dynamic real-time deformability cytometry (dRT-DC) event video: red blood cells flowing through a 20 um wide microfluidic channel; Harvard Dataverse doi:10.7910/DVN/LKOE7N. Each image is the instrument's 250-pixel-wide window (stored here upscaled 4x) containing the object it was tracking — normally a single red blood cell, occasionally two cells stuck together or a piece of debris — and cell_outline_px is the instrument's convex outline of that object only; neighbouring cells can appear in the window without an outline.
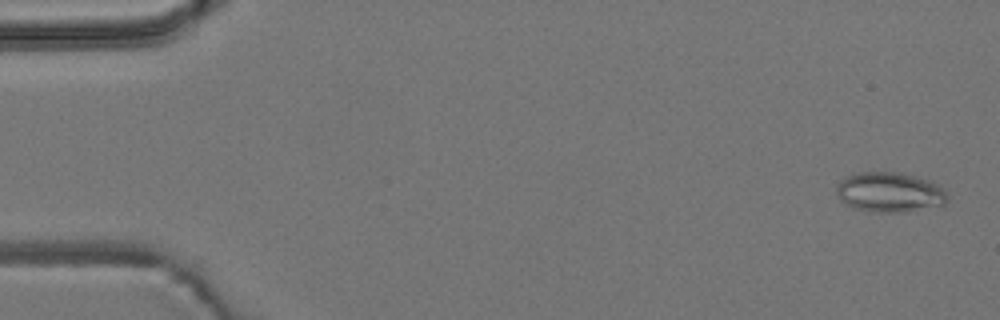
{"species": "common noctule bat (a hibernating species)", "species_latin": "Nyctalus noctula", "temperature_condition": "room temperature", "stored_images_in_passage": 52, "camera_frame_rate_fps": 3000, "um_per_image_px": 0.085, "animal": {"sex": "male", "body_mass_g": 19.2, "forearm_length_mm": 51.8}, "frame": {"image": 1, "passage_image": 2, "time_ms": 0.333, "image_size_px": [1000, 320], "cell_outline_px": [[948, 196], [944, 204], [904, 212], [876, 212], [852, 208], [840, 200], [836, 192], [836, 184], [840, 180], [852, 172], [900, 172], [928, 180], [944, 188]], "centroid_in_image_um": [75.57, 16.33], "position_along_channel_um": 9.4, "area_um2": 25.95}}
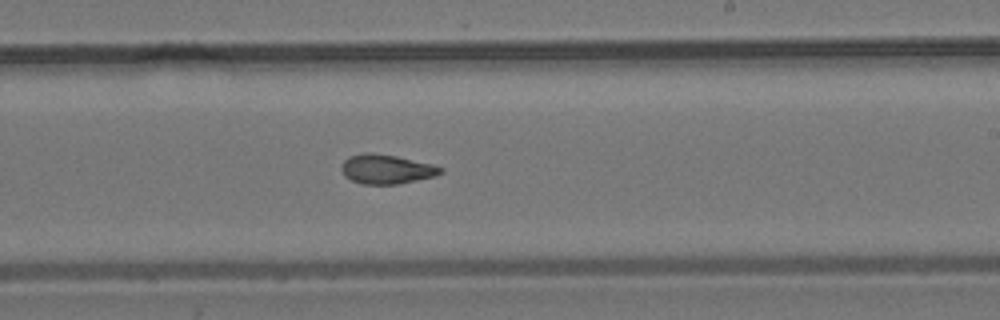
{"frame": {"image": 2, "passage_image": 32, "time_ms": 10.333, "image_size_px": [1000, 320], "cell_outline_px": [[444, 172], [436, 176], [396, 184], [364, 184], [352, 180], [344, 176], [340, 168], [344, 160], [348, 156], [364, 152], [372, 152], [396, 156], [432, 164], [444, 168]], "centroid_in_image_um": [32.84, 14.37], "position_along_channel_um": 256.2, "area_um2": 17.05}}
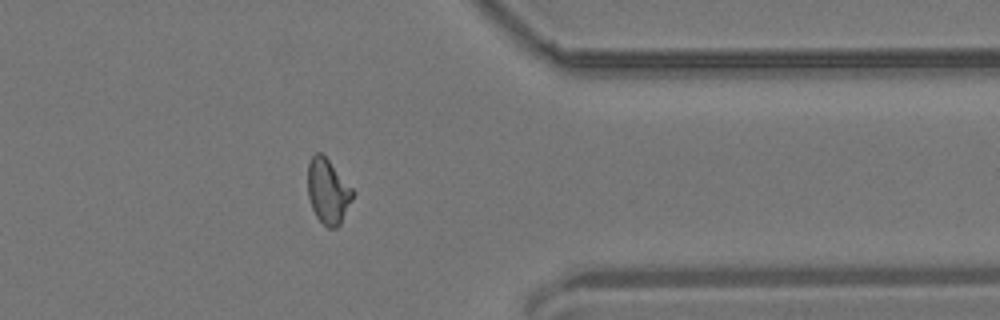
{"frame": {"image": 3, "passage_image": 43, "time_ms": 14.0, "image_size_px": [1000, 320], "cell_outline_px": [[356, 192], [340, 224], [336, 228], [328, 228], [316, 216], [312, 208], [308, 196], [308, 164], [312, 156], [316, 152], [320, 152], [328, 160]], "centroid_in_image_um": [27.88, 16.27], "position_along_channel_um": 383.5, "area_um2": 16.88}}